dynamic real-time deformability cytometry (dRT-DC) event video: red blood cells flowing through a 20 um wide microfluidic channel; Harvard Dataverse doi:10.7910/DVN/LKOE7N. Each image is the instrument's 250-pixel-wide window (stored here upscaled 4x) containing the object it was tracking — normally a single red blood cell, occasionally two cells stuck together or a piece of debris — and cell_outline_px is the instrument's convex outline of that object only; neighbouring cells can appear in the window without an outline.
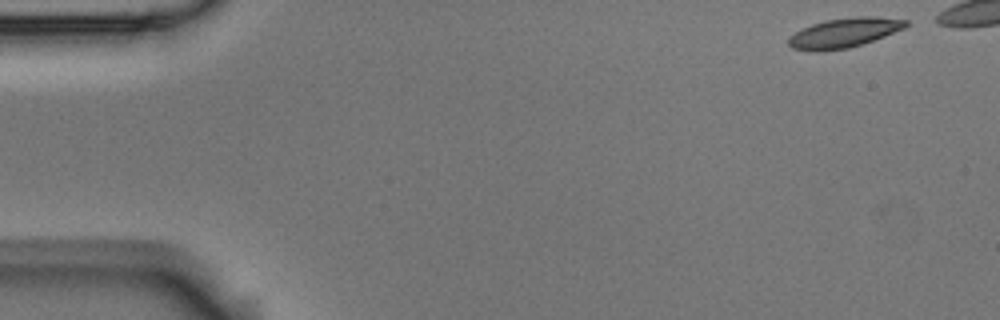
{"species": "Egyptian fruit bat (a non-hibernating species)", "species_latin": "Rousettus aegyptiacus", "temperature_condition": "room temperature", "stored_images_in_passage": 15, "camera_frame_rate_fps": 3000, "um_per_image_px": 0.085, "animal": {"sex": "male"}, "frame": {"image": 1, "passage_image": 1, "time_ms": 0.0, "image_size_px": [1000, 320], "cell_outline_px": [[908, 24], [904, 28], [884, 36], [848, 48], [816, 52], [812, 52], [792, 48], [788, 44], [788, 36], [812, 24], [824, 20], [856, 16], [876, 16], [908, 20]], "centroid_in_image_um": [71.72, 2.78], "position_along_channel_um": 13.3, "area_um2": 20.17}}
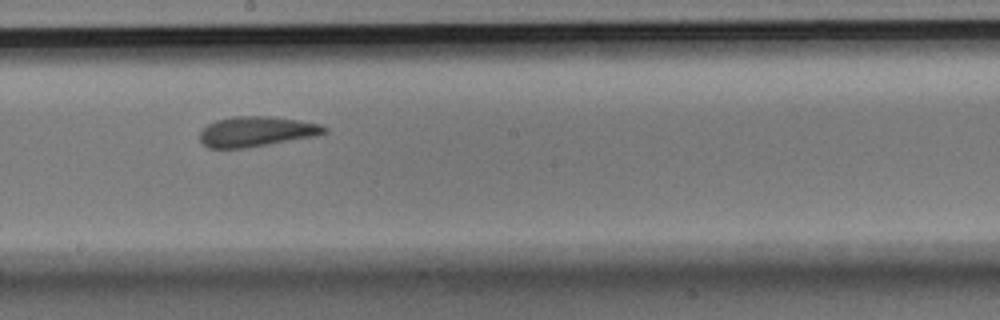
{"frame": {"image": 2, "passage_image": 10, "time_ms": 3.0, "image_size_px": [1000, 320], "cell_outline_px": [[328, 132], [316, 136], [244, 148], [208, 148], [200, 140], [200, 128], [216, 120], [232, 116], [268, 116], [296, 120], [320, 124], [328, 128]], "centroid_in_image_um": [21.77, 11.18], "position_along_channel_um": 226.4, "area_um2": 21.85}}
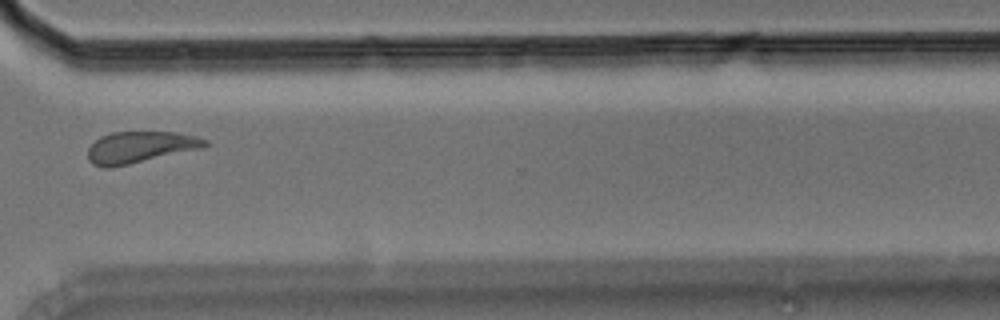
{"frame": {"image": 3, "passage_image": 13, "time_ms": 4.0, "image_size_px": [1000, 320], "cell_outline_px": [[208, 144], [204, 148], [112, 168], [104, 168], [92, 164], [88, 160], [88, 148], [100, 136], [112, 132], [176, 132], [196, 136], [208, 140]], "centroid_in_image_um": [11.91, 12.52], "position_along_channel_um": 358.7, "area_um2": 21.73}}